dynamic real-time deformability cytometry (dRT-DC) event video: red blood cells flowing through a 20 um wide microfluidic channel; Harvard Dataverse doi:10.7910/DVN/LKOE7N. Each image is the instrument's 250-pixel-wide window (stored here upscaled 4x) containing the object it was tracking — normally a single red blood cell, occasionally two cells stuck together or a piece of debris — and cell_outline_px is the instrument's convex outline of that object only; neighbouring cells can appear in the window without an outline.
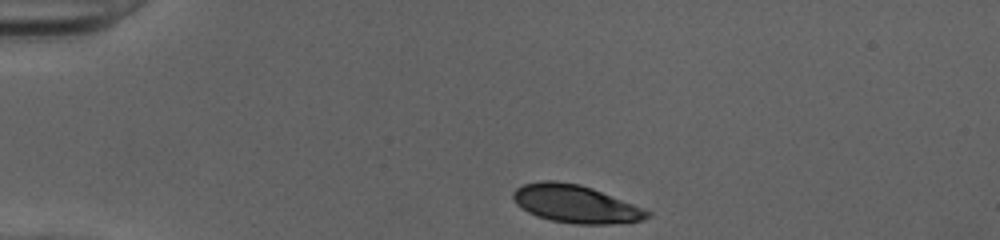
{"species": "human", "species_latin": "Homo sapiens", "temperature_condition": "cold", "stored_images_in_passage": 33, "camera_frame_rate_fps": 3000, "um_per_image_px": 0.085, "donor": {"sex": "female"}, "frame": {"image": 1, "passage_image": 1, "time_ms": 0.0, "image_size_px": [1000, 240], "cell_outline_px": [[652, 216], [644, 220], [608, 224], [576, 224], [552, 220], [536, 216], [520, 208], [516, 204], [512, 196], [512, 192], [516, 188], [524, 184], [540, 180], [556, 180], [580, 184], [592, 188], [644, 208], [652, 212]], "centroid_in_image_um": [48.92, 17.32], "position_along_channel_um": 36.1, "area_um2": 29.77}}
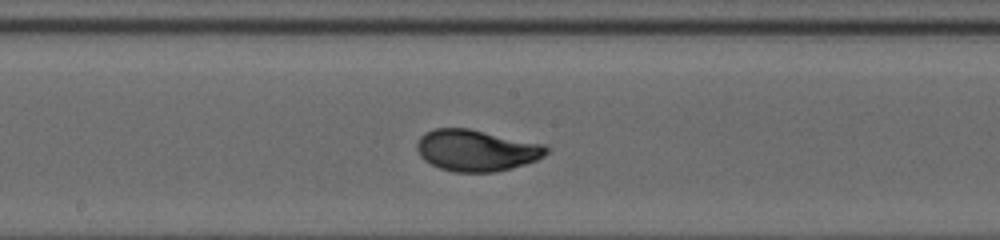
{"frame": {"image": 2, "passage_image": 18, "time_ms": 5.667, "image_size_px": [1000, 240], "cell_outline_px": [[552, 148], [544, 156], [536, 160], [512, 168], [492, 172], [452, 172], [440, 168], [424, 160], [420, 156], [416, 148], [416, 144], [420, 136], [424, 132], [436, 128], [468, 128], [544, 144]], "centroid_in_image_um": [40.49, 12.78], "position_along_channel_um": 207.7, "area_um2": 31.39}}
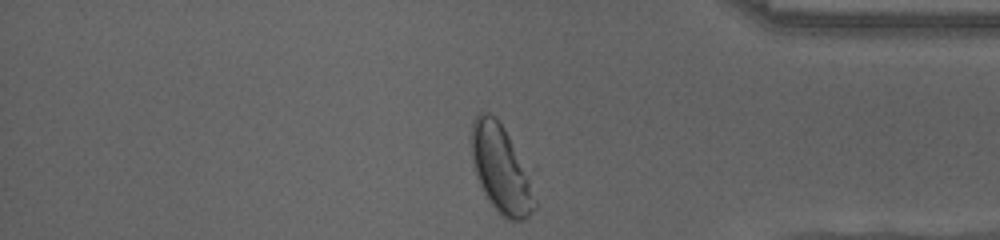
{"frame": {"image": 3, "passage_image": 33, "time_ms": 10.667, "image_size_px": [1000, 240], "cell_outline_px": [[536, 208], [524, 220], [504, 220], [500, 216], [484, 192], [476, 176], [472, 164], [472, 120], [480, 112], [488, 112], [496, 116], [536, 164]], "centroid_in_image_um": [42.77, 14.32], "position_along_channel_um": 392.4, "area_um2": 35.55}, "authors_computed_cell_mechanics": {"area_um2": 30.8074, "velocity_mm_per_s": 4.015, "shape_relaxation_time_tau1_ms": 2.488, "shape_relaxation_time_tau2_ms": null, "deformation_change_tau1": 0.1603, "deformation_change_tau2": null}}